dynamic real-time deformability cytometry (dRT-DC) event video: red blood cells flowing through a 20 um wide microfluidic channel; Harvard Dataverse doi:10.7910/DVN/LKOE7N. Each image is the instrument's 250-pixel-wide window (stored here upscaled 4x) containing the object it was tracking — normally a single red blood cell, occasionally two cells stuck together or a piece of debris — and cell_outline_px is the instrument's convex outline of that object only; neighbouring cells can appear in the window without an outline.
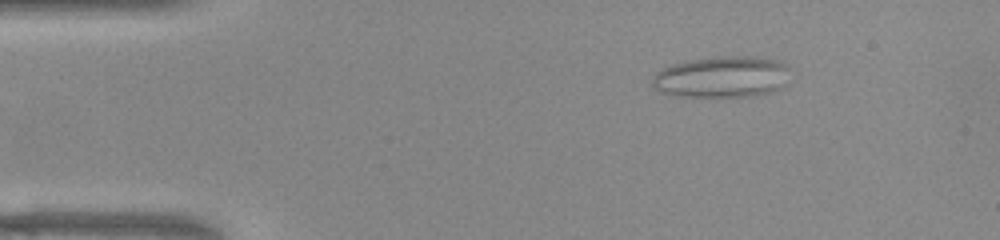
{"species": "common noctule bat (a hibernating species)", "species_latin": "Nyctalus noctula", "temperature_condition": "warm", "stored_images_in_passage": 46, "camera_frame_rate_fps": 3000, "um_per_image_px": 0.085, "animal": {"sex": "female", "body_mass_g": 22.0, "forearm_length_mm": 56.7}, "frame": {"image": 1, "passage_image": 2, "time_ms": 0.333, "image_size_px": [1000, 240], "cell_outline_px": [[788, 84], [772, 92], [748, 96], [680, 96], [664, 92], [652, 88], [652, 76], [660, 68], [672, 64], [688, 60], [720, 56], [748, 56], [780, 60], [788, 64]], "centroid_in_image_um": [61.38, 6.52], "position_along_channel_um": 23.6, "area_um2": 33.52}}
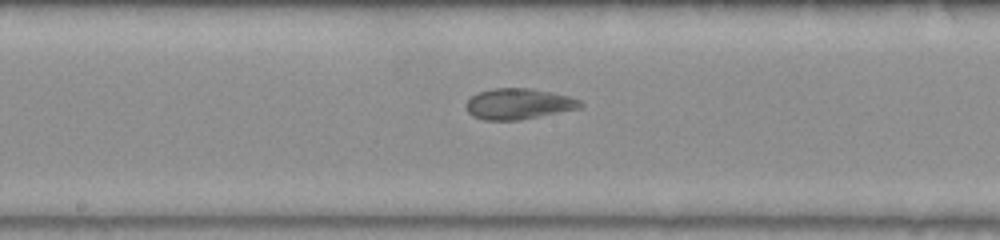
{"frame": {"image": 2, "passage_image": 21, "time_ms": 6.667, "image_size_px": [1000, 240], "cell_outline_px": [[584, 104], [580, 108], [520, 120], [484, 120], [472, 116], [468, 112], [464, 104], [472, 96], [480, 92], [492, 88], [532, 88], [552, 92], [568, 96], [580, 100]], "centroid_in_image_um": [44.06, 8.83], "position_along_channel_um": 204.1, "area_um2": 20.58}}
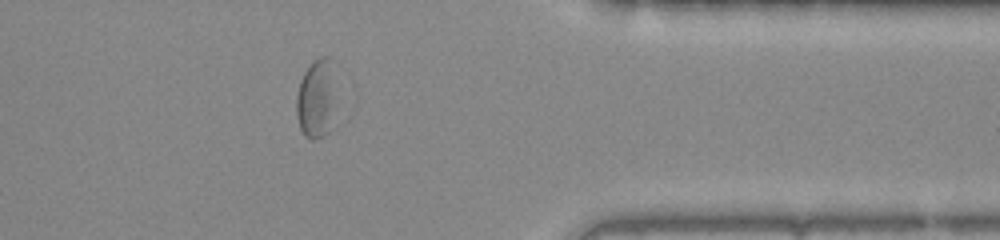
{"frame": {"image": 3, "passage_image": 36, "time_ms": 11.667, "image_size_px": [1000, 240], "cell_outline_px": [[332, 124], [328, 132], [324, 136], [316, 140], [312, 140], [304, 136], [300, 128], [296, 116], [296, 96], [300, 80], [304, 72], [312, 60], [320, 56], [332, 56]], "centroid_in_image_um": [26.83, 8.39], "position_along_channel_um": 384.6, "area_um2": 18.15}}